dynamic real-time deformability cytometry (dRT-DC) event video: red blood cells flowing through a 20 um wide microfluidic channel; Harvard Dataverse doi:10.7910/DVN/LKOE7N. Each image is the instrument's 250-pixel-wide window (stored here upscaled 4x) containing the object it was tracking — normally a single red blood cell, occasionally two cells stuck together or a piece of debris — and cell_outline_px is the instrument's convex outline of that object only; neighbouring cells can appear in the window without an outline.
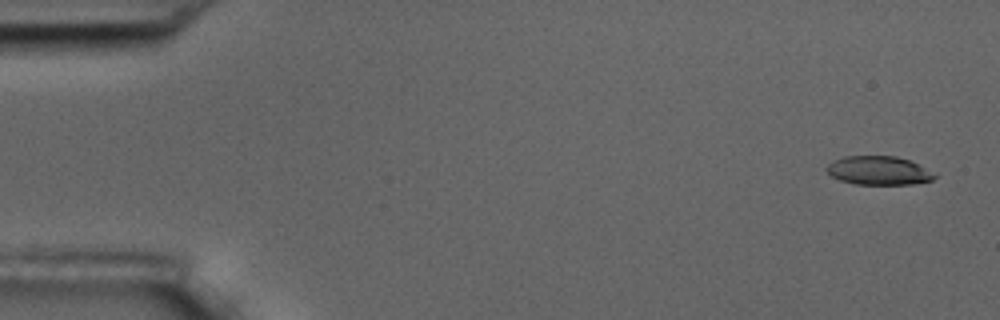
{"species": "common noctule bat (a hibernating species)", "species_latin": "Nyctalus noctula", "temperature_condition": "room temperature", "stored_images_in_passage": 4, "camera_frame_rate_fps": 3000, "um_per_image_px": 0.085, "animal": {"sex": "male", "body_mass_g": 17.5, "forearm_length_mm": 52.3}, "frame": {"image": 1, "passage_image": 1, "time_ms": 0.0, "image_size_px": [1000, 320], "cell_outline_px": [[936, 176], [932, 180], [912, 184], [856, 184], [840, 180], [832, 176], [824, 168], [828, 164], [844, 156], [896, 156], [908, 160], [936, 172]], "centroid_in_image_um": [74.7, 14.49], "position_along_channel_um": 10.3, "area_um2": 17.98}}
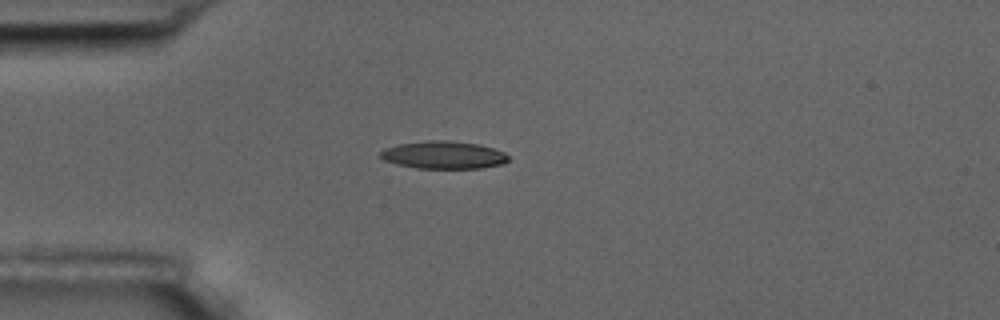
{"frame": {"image": 2, "passage_image": 4, "time_ms": 4.333, "image_size_px": [1000, 320], "cell_outline_px": [[508, 160], [504, 164], [484, 168], [416, 168], [396, 164], [384, 160], [380, 156], [380, 152], [384, 148], [396, 144], [432, 140], [448, 140], [480, 144], [504, 152], [508, 156]], "centroid_in_image_um": [37.7, 13.17], "position_along_channel_um": 47.3, "area_um2": 20.75}}